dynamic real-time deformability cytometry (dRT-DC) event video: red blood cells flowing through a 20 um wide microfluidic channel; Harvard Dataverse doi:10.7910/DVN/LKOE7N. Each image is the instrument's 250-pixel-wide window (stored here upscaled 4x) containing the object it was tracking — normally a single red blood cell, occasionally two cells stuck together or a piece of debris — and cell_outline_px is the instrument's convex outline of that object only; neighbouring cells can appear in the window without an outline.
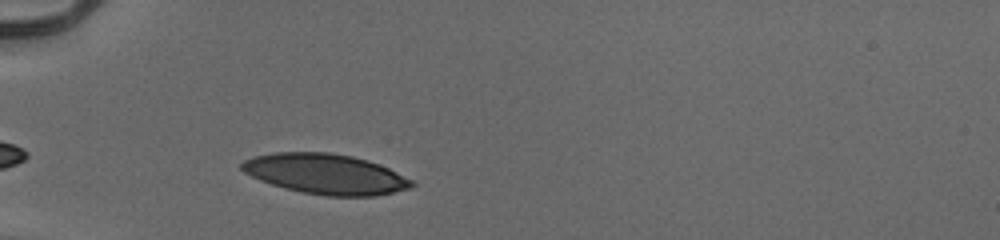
{"species": "human", "species_latin": "Homo sapiens", "temperature_condition": "cold", "stored_images_in_passage": 32, "camera_frame_rate_fps": 3000, "um_per_image_px": 0.085, "donor": {"sex": "male"}, "frame": {"image": 1, "passage_image": 3, "time_ms": 0.667, "image_size_px": [1000, 240], "cell_outline_px": [[416, 184], [408, 188], [376, 196], [324, 196], [300, 192], [272, 184], [260, 180], [244, 172], [240, 168], [240, 164], [244, 160], [252, 156], [276, 152], [328, 152], [352, 156], [368, 160], [380, 164], [412, 180]], "centroid_in_image_um": [27.65, 14.78], "position_along_channel_um": 57.4, "area_um2": 39.82}}
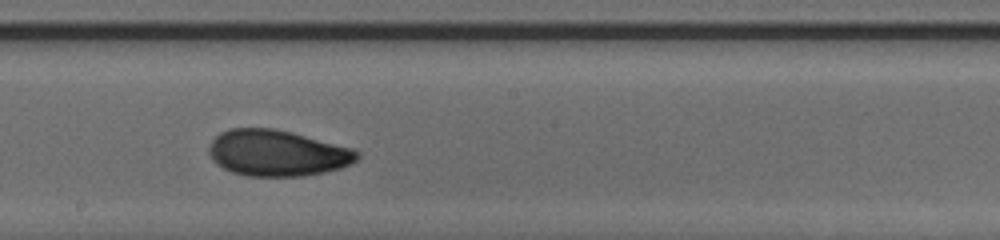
{"frame": {"image": 2, "passage_image": 17, "time_ms": 5.333, "image_size_px": [1000, 240], "cell_outline_px": [[360, 156], [352, 164], [340, 168], [324, 172], [304, 176], [248, 176], [232, 172], [216, 164], [212, 160], [208, 152], [208, 148], [212, 140], [220, 132], [228, 128], [276, 128], [292, 132], [352, 148], [360, 152]], "centroid_in_image_um": [23.55, 13.0], "position_along_channel_um": 224.6, "area_um2": 40.06}}
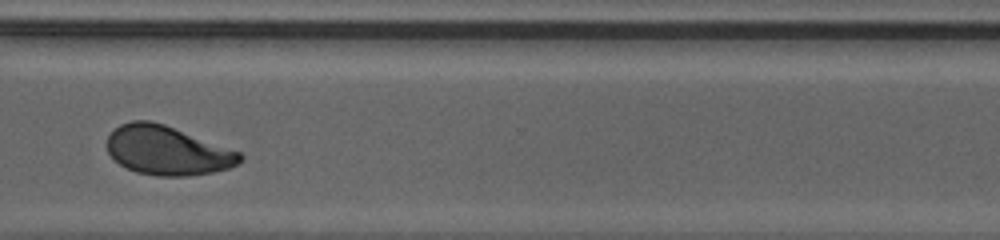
{"frame": {"image": 3, "passage_image": 27, "time_ms": 8.667, "image_size_px": [1000, 240], "cell_outline_px": [[244, 156], [236, 164], [228, 168], [212, 172], [188, 176], [156, 176], [136, 172], [112, 160], [108, 152], [108, 136], [120, 124], [132, 120], [152, 120], [164, 124], [240, 152]], "centroid_in_image_um": [14.19, 12.79], "position_along_channel_um": 356.4, "area_um2": 37.8}, "authors_computed_cell_mechanics": {"area_um2": 39.3618, "velocity_mm_per_s": 3.9322, "shape_relaxation_time_tau1_ms": 6.3735, "shape_relaxation_time_tau2_ms": 2.5161, "deformation_change_tau1": 0.1952, "deformation_change_tau2": 0.0762}}